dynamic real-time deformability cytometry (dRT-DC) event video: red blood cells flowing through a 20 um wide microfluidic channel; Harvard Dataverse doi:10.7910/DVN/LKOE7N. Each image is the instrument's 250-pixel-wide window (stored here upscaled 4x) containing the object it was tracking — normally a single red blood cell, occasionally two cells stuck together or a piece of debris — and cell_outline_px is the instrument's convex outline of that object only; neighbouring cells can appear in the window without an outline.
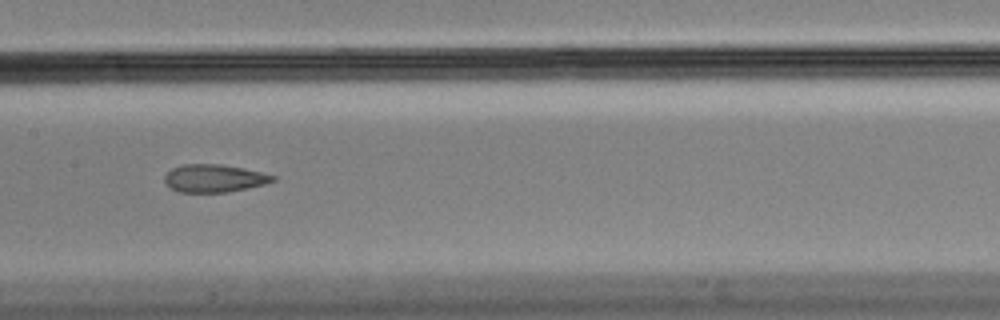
{"species": "Egyptian fruit bat (a non-hibernating species)", "species_latin": "Rousettus aegyptiacus", "temperature_condition": "cold", "stored_images_in_passage": 14, "segment_of_instrument_passage": [1, 2], "camera_frame_rate_fps": 3000, "um_per_image_px": 0.085, "animal": {"sex": "male"}, "frame": {"image": 1, "passage_image": 7, "time_ms": 2.0, "image_size_px": [1000, 320], "cell_outline_px": [[276, 180], [264, 184], [248, 188], [228, 192], [180, 192], [172, 188], [164, 180], [164, 176], [172, 168], [184, 164], [220, 164], [244, 168], [276, 176]], "centroid_in_image_um": [18.22, 15.15], "position_along_channel_um": 189.2, "area_um2": 17.4}}
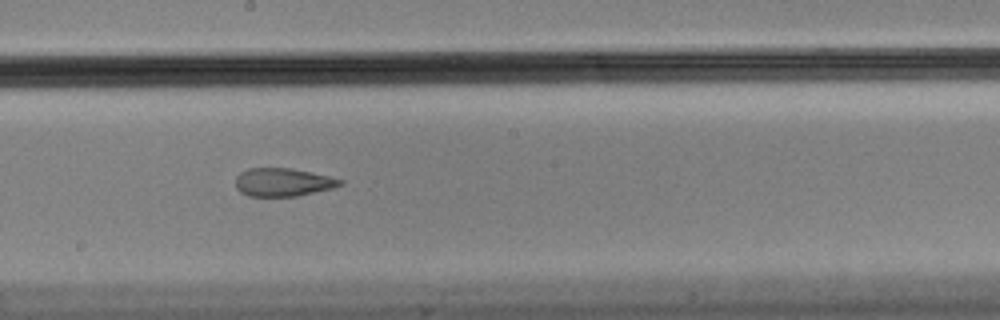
{"frame": {"image": 2, "passage_image": 8, "time_ms": 2.333, "image_size_px": [1000, 320], "cell_outline_px": [[344, 184], [332, 188], [296, 196], [248, 196], [240, 192], [236, 188], [236, 176], [240, 172], [248, 168], [292, 168], [328, 176], [344, 180]], "centroid_in_image_um": [24.03, 15.48], "position_along_channel_um": 224.2, "area_um2": 17.17}}